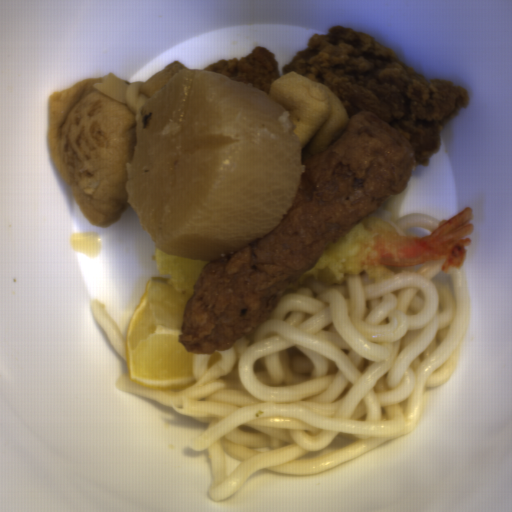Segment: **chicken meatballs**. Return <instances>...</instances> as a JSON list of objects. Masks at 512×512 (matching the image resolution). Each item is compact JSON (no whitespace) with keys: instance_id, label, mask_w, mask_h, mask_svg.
I'll return each instance as SVG.
<instances>
[{"instance_id":"obj_1","label":"chicken meatballs","mask_w":512,"mask_h":512,"mask_svg":"<svg viewBox=\"0 0 512 512\" xmlns=\"http://www.w3.org/2000/svg\"><path fill=\"white\" fill-rule=\"evenodd\" d=\"M301 164L300 188L283 220L202 270L178 335L189 353L224 352L253 334L325 247L402 193L417 169L406 137L371 110L354 113L329 148Z\"/></svg>"}]
</instances>
